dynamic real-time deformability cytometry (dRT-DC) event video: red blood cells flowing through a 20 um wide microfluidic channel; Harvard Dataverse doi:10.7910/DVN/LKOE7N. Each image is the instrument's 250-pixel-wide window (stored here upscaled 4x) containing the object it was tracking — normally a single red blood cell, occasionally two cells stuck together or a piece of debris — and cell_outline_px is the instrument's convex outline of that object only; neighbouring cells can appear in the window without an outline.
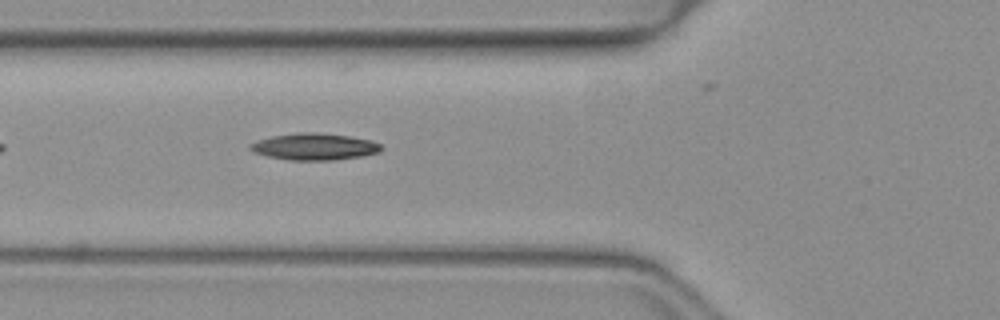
{"species": "common noctule bat (a hibernating species)", "species_latin": "Nyctalus noctula", "temperature_condition": "warm", "stored_images_in_passage": 22, "camera_frame_rate_fps": 3000, "um_per_image_px": 0.085, "animal": {"sex": "female", "body_mass_g": 19.3, "forearm_length_mm": 54.1}, "frame": {"image": 1, "passage_image": 3, "time_ms": 0.667, "image_size_px": [1000, 320], "cell_outline_px": [[384, 148], [380, 152], [364, 156], [336, 160], [288, 160], [268, 156], [252, 152], [248, 148], [252, 144], [260, 140], [272, 136], [296, 132], [316, 132], [348, 136], [372, 140], [380, 144]], "centroid_in_image_um": [26.77, 12.47], "position_along_channel_um": 99.0, "area_um2": 20.52}}
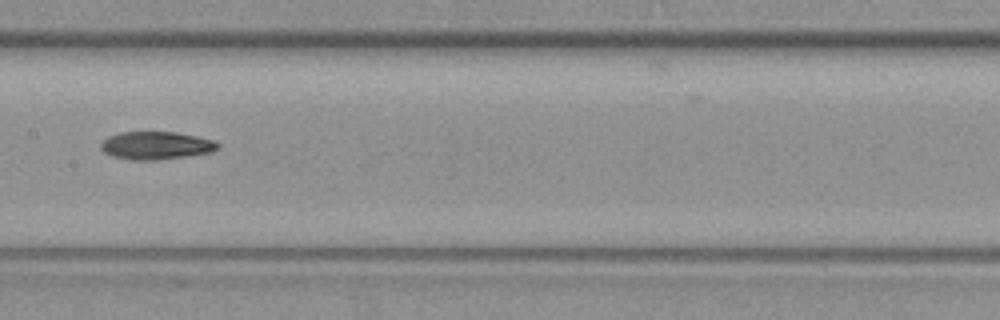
{"frame": {"image": 2, "passage_image": 10, "time_ms": 3.0, "image_size_px": [1000, 320], "cell_outline_px": [[220, 144], [212, 152], [156, 160], [132, 160], [112, 156], [104, 152], [100, 148], [100, 144], [108, 136], [120, 132], [176, 132], [196, 136], [212, 140]], "centroid_in_image_um": [13.22, 12.36], "position_along_channel_um": 194.2, "area_um2": 18.84}}
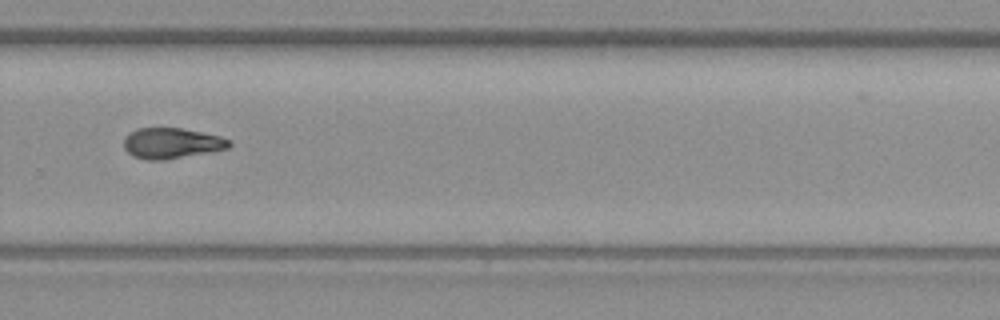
{"frame": {"image": 3, "passage_image": 19, "time_ms": 6.0, "image_size_px": [1000, 320], "cell_outline_px": [[232, 144], [228, 148], [164, 160], [148, 160], [132, 156], [124, 148], [124, 140], [128, 132], [136, 128], [180, 128], [220, 136], [232, 140]], "centroid_in_image_um": [14.56, 12.17], "position_along_channel_um": 315.2, "area_um2": 18.73}}